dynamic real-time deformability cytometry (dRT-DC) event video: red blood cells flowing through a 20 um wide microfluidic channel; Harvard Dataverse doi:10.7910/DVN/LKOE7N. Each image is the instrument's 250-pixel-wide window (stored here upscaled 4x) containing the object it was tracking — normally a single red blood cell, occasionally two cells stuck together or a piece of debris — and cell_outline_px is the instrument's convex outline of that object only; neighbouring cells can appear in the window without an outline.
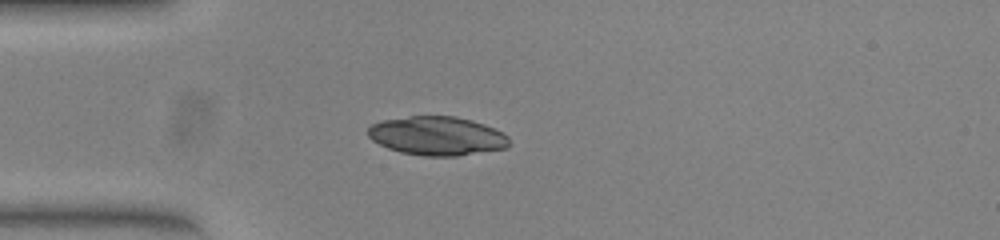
{"species": "common noctule bat (a hibernating species)", "species_latin": "Nyctalus noctula", "temperature_condition": "warm", "stored_images_in_passage": 53, "camera_frame_rate_fps": 3000, "um_per_image_px": 0.085, "animal": {"sex": "female", "body_mass_g": 23.0, "forearm_length_mm": 53.4}, "frame": {"image": 1, "passage_image": 15, "time_ms": 4.667, "image_size_px": [1000, 240], "cell_outline_px": [[508, 148], [456, 156], [424, 156], [400, 152], [388, 148], [372, 140], [368, 136], [368, 128], [372, 124], [380, 120], [408, 116], [456, 116], [472, 120], [484, 124], [504, 132], [508, 136]], "centroid_in_image_um": [37.15, 11.54], "position_along_channel_um": 47.8, "area_um2": 32.14}}